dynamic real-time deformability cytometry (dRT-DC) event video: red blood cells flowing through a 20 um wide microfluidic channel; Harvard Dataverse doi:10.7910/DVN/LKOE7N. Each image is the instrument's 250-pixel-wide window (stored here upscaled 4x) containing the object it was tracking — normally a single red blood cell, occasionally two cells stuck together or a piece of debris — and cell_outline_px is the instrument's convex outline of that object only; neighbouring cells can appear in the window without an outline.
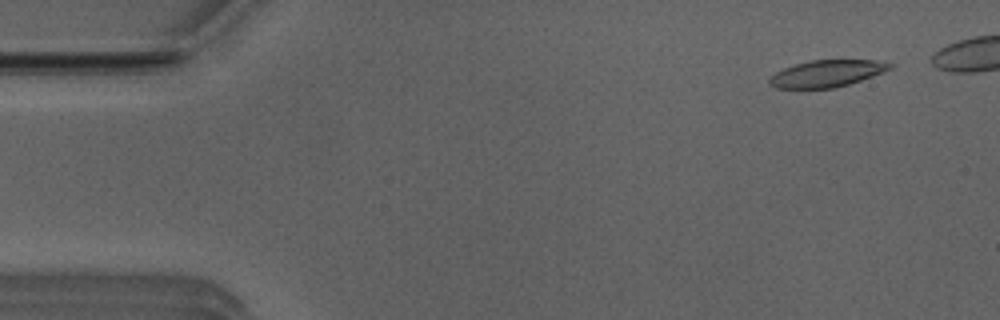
{"species": "Egyptian fruit bat (a non-hibernating species)", "species_latin": "Rousettus aegyptiacus", "temperature_condition": "room temperature", "stored_images_in_passage": 11, "camera_frame_rate_fps": 3000, "um_per_image_px": 0.085, "animal": {"sex": "male"}, "frame": {"image": 1, "passage_image": 4, "time_ms": 1.0, "image_size_px": [1000, 320], "cell_outline_px": [[896, 64], [892, 68], [872, 76], [848, 84], [832, 88], [776, 88], [768, 84], [768, 80], [776, 72], [784, 68], [796, 64], [812, 60], [876, 60]], "centroid_in_image_um": [70.29, 6.24], "position_along_channel_um": 14.7, "area_um2": 18.67}}